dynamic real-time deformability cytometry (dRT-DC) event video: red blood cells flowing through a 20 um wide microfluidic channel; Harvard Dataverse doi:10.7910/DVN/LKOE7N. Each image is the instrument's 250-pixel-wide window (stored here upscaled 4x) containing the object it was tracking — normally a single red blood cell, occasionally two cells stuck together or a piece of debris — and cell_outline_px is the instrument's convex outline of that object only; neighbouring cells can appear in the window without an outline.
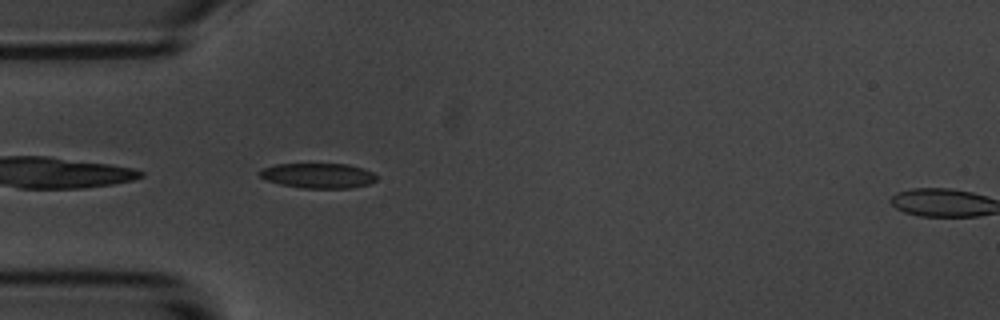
{"species": "common noctule bat (a hibernating species)", "species_latin": "Nyctalus noctula", "temperature_condition": "room temperature", "stored_images_in_passage": 3, "camera_frame_rate_fps": 3000, "um_per_image_px": 0.085, "animal": {"sex": "male", "body_mass_g": 20.1, "forearm_length_mm": 53.5}, "frame": {"image": 1, "passage_image": 2, "time_ms": 0.333, "image_size_px": [1000, 320], "cell_outline_px": [[376, 180], [368, 184], [352, 188], [304, 188], [280, 184], [268, 180], [260, 176], [256, 172], [260, 168], [272, 164], [348, 164], [364, 168], [372, 172], [376, 176]], "centroid_in_image_um": [27.01, 14.92], "position_along_channel_um": 58.0, "area_um2": 17.17}}